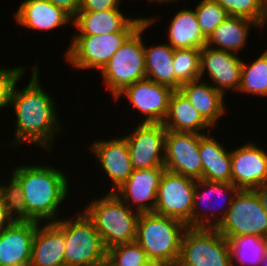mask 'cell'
I'll return each mask as SVG.
<instances>
[{
  "instance_id": "obj_1",
  "label": "cell",
  "mask_w": 267,
  "mask_h": 266,
  "mask_svg": "<svg viewBox=\"0 0 267 266\" xmlns=\"http://www.w3.org/2000/svg\"><path fill=\"white\" fill-rule=\"evenodd\" d=\"M38 76L39 69L35 65L25 88L17 90L18 81L14 85L10 101V107L14 108L17 119L13 145L33 143L50 151L61 125L55 111L54 99L41 87Z\"/></svg>"
},
{
  "instance_id": "obj_2",
  "label": "cell",
  "mask_w": 267,
  "mask_h": 266,
  "mask_svg": "<svg viewBox=\"0 0 267 266\" xmlns=\"http://www.w3.org/2000/svg\"><path fill=\"white\" fill-rule=\"evenodd\" d=\"M54 167L27 165L13 169L11 175L20 183L27 208V221L56 222L58 208L69 192L67 176Z\"/></svg>"
},
{
  "instance_id": "obj_3",
  "label": "cell",
  "mask_w": 267,
  "mask_h": 266,
  "mask_svg": "<svg viewBox=\"0 0 267 266\" xmlns=\"http://www.w3.org/2000/svg\"><path fill=\"white\" fill-rule=\"evenodd\" d=\"M188 226L175 218L154 212L140 213L137 220L136 242L150 261L176 266L183 234Z\"/></svg>"
},
{
  "instance_id": "obj_4",
  "label": "cell",
  "mask_w": 267,
  "mask_h": 266,
  "mask_svg": "<svg viewBox=\"0 0 267 266\" xmlns=\"http://www.w3.org/2000/svg\"><path fill=\"white\" fill-rule=\"evenodd\" d=\"M85 208L83 212L93 222L106 250L136 241L140 213L129 208L115 193L93 199Z\"/></svg>"
},
{
  "instance_id": "obj_5",
  "label": "cell",
  "mask_w": 267,
  "mask_h": 266,
  "mask_svg": "<svg viewBox=\"0 0 267 266\" xmlns=\"http://www.w3.org/2000/svg\"><path fill=\"white\" fill-rule=\"evenodd\" d=\"M145 21L146 17H134L121 31L105 35H73L65 53L66 61L78 70L100 71Z\"/></svg>"
},
{
  "instance_id": "obj_6",
  "label": "cell",
  "mask_w": 267,
  "mask_h": 266,
  "mask_svg": "<svg viewBox=\"0 0 267 266\" xmlns=\"http://www.w3.org/2000/svg\"><path fill=\"white\" fill-rule=\"evenodd\" d=\"M156 20L155 17L146 18L100 70L114 99L129 85L146 78L144 41L141 35Z\"/></svg>"
},
{
  "instance_id": "obj_7",
  "label": "cell",
  "mask_w": 267,
  "mask_h": 266,
  "mask_svg": "<svg viewBox=\"0 0 267 266\" xmlns=\"http://www.w3.org/2000/svg\"><path fill=\"white\" fill-rule=\"evenodd\" d=\"M75 219L55 223L65 235V266H101L106 264V249L93 222L80 211Z\"/></svg>"
},
{
  "instance_id": "obj_8",
  "label": "cell",
  "mask_w": 267,
  "mask_h": 266,
  "mask_svg": "<svg viewBox=\"0 0 267 266\" xmlns=\"http://www.w3.org/2000/svg\"><path fill=\"white\" fill-rule=\"evenodd\" d=\"M176 266H232L229 242L215 228L188 227Z\"/></svg>"
},
{
  "instance_id": "obj_9",
  "label": "cell",
  "mask_w": 267,
  "mask_h": 266,
  "mask_svg": "<svg viewBox=\"0 0 267 266\" xmlns=\"http://www.w3.org/2000/svg\"><path fill=\"white\" fill-rule=\"evenodd\" d=\"M226 239L232 236L267 235V212L254 190H238L223 220L215 228Z\"/></svg>"
},
{
  "instance_id": "obj_10",
  "label": "cell",
  "mask_w": 267,
  "mask_h": 266,
  "mask_svg": "<svg viewBox=\"0 0 267 266\" xmlns=\"http://www.w3.org/2000/svg\"><path fill=\"white\" fill-rule=\"evenodd\" d=\"M196 179L164 171L156 197L154 213L175 218L192 227V208Z\"/></svg>"
},
{
  "instance_id": "obj_11",
  "label": "cell",
  "mask_w": 267,
  "mask_h": 266,
  "mask_svg": "<svg viewBox=\"0 0 267 266\" xmlns=\"http://www.w3.org/2000/svg\"><path fill=\"white\" fill-rule=\"evenodd\" d=\"M163 123H139L124 136L133 170L164 167L165 135Z\"/></svg>"
},
{
  "instance_id": "obj_12",
  "label": "cell",
  "mask_w": 267,
  "mask_h": 266,
  "mask_svg": "<svg viewBox=\"0 0 267 266\" xmlns=\"http://www.w3.org/2000/svg\"><path fill=\"white\" fill-rule=\"evenodd\" d=\"M199 146L200 134L167 130L164 156L166 171L196 180L202 179Z\"/></svg>"
},
{
  "instance_id": "obj_13",
  "label": "cell",
  "mask_w": 267,
  "mask_h": 266,
  "mask_svg": "<svg viewBox=\"0 0 267 266\" xmlns=\"http://www.w3.org/2000/svg\"><path fill=\"white\" fill-rule=\"evenodd\" d=\"M173 92L172 88L145 78L126 87L114 100L125 95L130 104L144 114L142 123H163Z\"/></svg>"
},
{
  "instance_id": "obj_14",
  "label": "cell",
  "mask_w": 267,
  "mask_h": 266,
  "mask_svg": "<svg viewBox=\"0 0 267 266\" xmlns=\"http://www.w3.org/2000/svg\"><path fill=\"white\" fill-rule=\"evenodd\" d=\"M231 183L239 190H254L267 182V152L247 143L231 150Z\"/></svg>"
},
{
  "instance_id": "obj_15",
  "label": "cell",
  "mask_w": 267,
  "mask_h": 266,
  "mask_svg": "<svg viewBox=\"0 0 267 266\" xmlns=\"http://www.w3.org/2000/svg\"><path fill=\"white\" fill-rule=\"evenodd\" d=\"M165 170V167L133 170L114 193L129 208L135 206L133 209L139 213L154 212L160 179Z\"/></svg>"
},
{
  "instance_id": "obj_16",
  "label": "cell",
  "mask_w": 267,
  "mask_h": 266,
  "mask_svg": "<svg viewBox=\"0 0 267 266\" xmlns=\"http://www.w3.org/2000/svg\"><path fill=\"white\" fill-rule=\"evenodd\" d=\"M236 55L205 45L201 49L200 79L207 71L216 90L223 94L227 90L238 92L243 60Z\"/></svg>"
},
{
  "instance_id": "obj_17",
  "label": "cell",
  "mask_w": 267,
  "mask_h": 266,
  "mask_svg": "<svg viewBox=\"0 0 267 266\" xmlns=\"http://www.w3.org/2000/svg\"><path fill=\"white\" fill-rule=\"evenodd\" d=\"M201 187H202L203 192L199 191L200 190L199 188H201ZM238 190L239 189L236 186H234L232 183H228V182L206 181L203 179L196 180L194 202H193V208H192V227L216 228L218 226V224L223 220L226 213L228 212V209L230 208L232 199ZM213 194L214 195L217 194L218 201L220 200L221 197H222L221 201L224 199L222 201L223 206L225 203V207H223L225 209L222 211L223 215L221 214V211H220V215H217V216H215L216 213H214V212L208 213L209 210L205 211L206 214L200 213L199 208L201 207V205L204 206L202 202L205 203L206 201H207L206 203L208 204L207 207H210V205H211L215 208L216 211H218L216 207H219L217 204L219 202H216V204H217L216 207L213 205V204H215V202L214 203L212 202L214 199H211L214 197ZM217 199H215V200H217ZM199 201H201V202L199 203ZM222 203H220V204H222ZM207 204H205V205H207ZM220 208L223 209L222 205H220ZM210 210H211V208H210Z\"/></svg>"
},
{
  "instance_id": "obj_18",
  "label": "cell",
  "mask_w": 267,
  "mask_h": 266,
  "mask_svg": "<svg viewBox=\"0 0 267 266\" xmlns=\"http://www.w3.org/2000/svg\"><path fill=\"white\" fill-rule=\"evenodd\" d=\"M38 222L14 221L0 233V266H29Z\"/></svg>"
},
{
  "instance_id": "obj_19",
  "label": "cell",
  "mask_w": 267,
  "mask_h": 266,
  "mask_svg": "<svg viewBox=\"0 0 267 266\" xmlns=\"http://www.w3.org/2000/svg\"><path fill=\"white\" fill-rule=\"evenodd\" d=\"M90 149L111 179L113 185L110 193L118 190L133 171L130 153L125 138L96 140Z\"/></svg>"
},
{
  "instance_id": "obj_20",
  "label": "cell",
  "mask_w": 267,
  "mask_h": 266,
  "mask_svg": "<svg viewBox=\"0 0 267 266\" xmlns=\"http://www.w3.org/2000/svg\"><path fill=\"white\" fill-rule=\"evenodd\" d=\"M38 223L29 266H65V235L55 222Z\"/></svg>"
},
{
  "instance_id": "obj_21",
  "label": "cell",
  "mask_w": 267,
  "mask_h": 266,
  "mask_svg": "<svg viewBox=\"0 0 267 266\" xmlns=\"http://www.w3.org/2000/svg\"><path fill=\"white\" fill-rule=\"evenodd\" d=\"M15 13L18 25L37 31L54 30L73 21L69 14L48 0H25Z\"/></svg>"
},
{
  "instance_id": "obj_22",
  "label": "cell",
  "mask_w": 267,
  "mask_h": 266,
  "mask_svg": "<svg viewBox=\"0 0 267 266\" xmlns=\"http://www.w3.org/2000/svg\"><path fill=\"white\" fill-rule=\"evenodd\" d=\"M179 91L210 126L214 127L217 120L225 113V94L206 81L199 79L185 83L181 85Z\"/></svg>"
},
{
  "instance_id": "obj_23",
  "label": "cell",
  "mask_w": 267,
  "mask_h": 266,
  "mask_svg": "<svg viewBox=\"0 0 267 266\" xmlns=\"http://www.w3.org/2000/svg\"><path fill=\"white\" fill-rule=\"evenodd\" d=\"M199 154L202 160V179L231 183V151L214 137L200 134Z\"/></svg>"
},
{
  "instance_id": "obj_24",
  "label": "cell",
  "mask_w": 267,
  "mask_h": 266,
  "mask_svg": "<svg viewBox=\"0 0 267 266\" xmlns=\"http://www.w3.org/2000/svg\"><path fill=\"white\" fill-rule=\"evenodd\" d=\"M163 126L174 132L197 134H207L212 130L211 126L179 90H175L170 97L168 113L163 121ZM201 130L202 132L207 131V133H201Z\"/></svg>"
},
{
  "instance_id": "obj_25",
  "label": "cell",
  "mask_w": 267,
  "mask_h": 266,
  "mask_svg": "<svg viewBox=\"0 0 267 266\" xmlns=\"http://www.w3.org/2000/svg\"><path fill=\"white\" fill-rule=\"evenodd\" d=\"M261 29V26L248 18L229 16L207 39L206 45L225 52L237 54L245 47L250 27Z\"/></svg>"
},
{
  "instance_id": "obj_26",
  "label": "cell",
  "mask_w": 267,
  "mask_h": 266,
  "mask_svg": "<svg viewBox=\"0 0 267 266\" xmlns=\"http://www.w3.org/2000/svg\"><path fill=\"white\" fill-rule=\"evenodd\" d=\"M169 26L168 44L173 49H202L207 43L198 25L195 10L185 8L178 11Z\"/></svg>"
},
{
  "instance_id": "obj_27",
  "label": "cell",
  "mask_w": 267,
  "mask_h": 266,
  "mask_svg": "<svg viewBox=\"0 0 267 266\" xmlns=\"http://www.w3.org/2000/svg\"><path fill=\"white\" fill-rule=\"evenodd\" d=\"M132 18L125 17L120 9L103 12H78L73 25L78 29L75 35H105L121 31Z\"/></svg>"
},
{
  "instance_id": "obj_28",
  "label": "cell",
  "mask_w": 267,
  "mask_h": 266,
  "mask_svg": "<svg viewBox=\"0 0 267 266\" xmlns=\"http://www.w3.org/2000/svg\"><path fill=\"white\" fill-rule=\"evenodd\" d=\"M145 50L146 78L168 86L175 91V76L173 70L174 49L169 44H158Z\"/></svg>"
},
{
  "instance_id": "obj_29",
  "label": "cell",
  "mask_w": 267,
  "mask_h": 266,
  "mask_svg": "<svg viewBox=\"0 0 267 266\" xmlns=\"http://www.w3.org/2000/svg\"><path fill=\"white\" fill-rule=\"evenodd\" d=\"M232 266L236 262L241 266H260L265 255L263 238L256 235L232 236L227 238Z\"/></svg>"
},
{
  "instance_id": "obj_30",
  "label": "cell",
  "mask_w": 267,
  "mask_h": 266,
  "mask_svg": "<svg viewBox=\"0 0 267 266\" xmlns=\"http://www.w3.org/2000/svg\"><path fill=\"white\" fill-rule=\"evenodd\" d=\"M241 93L267 96V49L252 64L242 62Z\"/></svg>"
},
{
  "instance_id": "obj_31",
  "label": "cell",
  "mask_w": 267,
  "mask_h": 266,
  "mask_svg": "<svg viewBox=\"0 0 267 266\" xmlns=\"http://www.w3.org/2000/svg\"><path fill=\"white\" fill-rule=\"evenodd\" d=\"M201 49H174L173 70L175 90L200 79Z\"/></svg>"
},
{
  "instance_id": "obj_32",
  "label": "cell",
  "mask_w": 267,
  "mask_h": 266,
  "mask_svg": "<svg viewBox=\"0 0 267 266\" xmlns=\"http://www.w3.org/2000/svg\"><path fill=\"white\" fill-rule=\"evenodd\" d=\"M150 260L146 252L135 241L118 244L106 250V265L108 266H144Z\"/></svg>"
},
{
  "instance_id": "obj_33",
  "label": "cell",
  "mask_w": 267,
  "mask_h": 266,
  "mask_svg": "<svg viewBox=\"0 0 267 266\" xmlns=\"http://www.w3.org/2000/svg\"><path fill=\"white\" fill-rule=\"evenodd\" d=\"M231 16L245 17L264 28L267 22V0H214Z\"/></svg>"
},
{
  "instance_id": "obj_34",
  "label": "cell",
  "mask_w": 267,
  "mask_h": 266,
  "mask_svg": "<svg viewBox=\"0 0 267 266\" xmlns=\"http://www.w3.org/2000/svg\"><path fill=\"white\" fill-rule=\"evenodd\" d=\"M195 14L203 36L208 39L214 30L230 15L214 0H201L196 5Z\"/></svg>"
},
{
  "instance_id": "obj_35",
  "label": "cell",
  "mask_w": 267,
  "mask_h": 266,
  "mask_svg": "<svg viewBox=\"0 0 267 266\" xmlns=\"http://www.w3.org/2000/svg\"><path fill=\"white\" fill-rule=\"evenodd\" d=\"M0 196L14 221H27V208L20 183L11 176L9 184L0 185Z\"/></svg>"
},
{
  "instance_id": "obj_36",
  "label": "cell",
  "mask_w": 267,
  "mask_h": 266,
  "mask_svg": "<svg viewBox=\"0 0 267 266\" xmlns=\"http://www.w3.org/2000/svg\"><path fill=\"white\" fill-rule=\"evenodd\" d=\"M26 72L25 66L14 68H0V109L10 106L14 85Z\"/></svg>"
},
{
  "instance_id": "obj_37",
  "label": "cell",
  "mask_w": 267,
  "mask_h": 266,
  "mask_svg": "<svg viewBox=\"0 0 267 266\" xmlns=\"http://www.w3.org/2000/svg\"><path fill=\"white\" fill-rule=\"evenodd\" d=\"M122 0H81L79 12H103L120 9Z\"/></svg>"
},
{
  "instance_id": "obj_38",
  "label": "cell",
  "mask_w": 267,
  "mask_h": 266,
  "mask_svg": "<svg viewBox=\"0 0 267 266\" xmlns=\"http://www.w3.org/2000/svg\"><path fill=\"white\" fill-rule=\"evenodd\" d=\"M74 18L80 11L81 0H48Z\"/></svg>"
},
{
  "instance_id": "obj_39",
  "label": "cell",
  "mask_w": 267,
  "mask_h": 266,
  "mask_svg": "<svg viewBox=\"0 0 267 266\" xmlns=\"http://www.w3.org/2000/svg\"><path fill=\"white\" fill-rule=\"evenodd\" d=\"M14 222V219L8 214V211L3 204L2 198L0 196V233L5 230Z\"/></svg>"
},
{
  "instance_id": "obj_40",
  "label": "cell",
  "mask_w": 267,
  "mask_h": 266,
  "mask_svg": "<svg viewBox=\"0 0 267 266\" xmlns=\"http://www.w3.org/2000/svg\"><path fill=\"white\" fill-rule=\"evenodd\" d=\"M254 191L260 199L261 205L265 208L267 212V182L254 189Z\"/></svg>"
},
{
  "instance_id": "obj_41",
  "label": "cell",
  "mask_w": 267,
  "mask_h": 266,
  "mask_svg": "<svg viewBox=\"0 0 267 266\" xmlns=\"http://www.w3.org/2000/svg\"><path fill=\"white\" fill-rule=\"evenodd\" d=\"M264 240V246H265V255L263 257L262 262L260 263V266H267V235L263 237Z\"/></svg>"
},
{
  "instance_id": "obj_42",
  "label": "cell",
  "mask_w": 267,
  "mask_h": 266,
  "mask_svg": "<svg viewBox=\"0 0 267 266\" xmlns=\"http://www.w3.org/2000/svg\"><path fill=\"white\" fill-rule=\"evenodd\" d=\"M144 266H167V265L163 264V263H160V262H156V261H150Z\"/></svg>"
},
{
  "instance_id": "obj_43",
  "label": "cell",
  "mask_w": 267,
  "mask_h": 266,
  "mask_svg": "<svg viewBox=\"0 0 267 266\" xmlns=\"http://www.w3.org/2000/svg\"><path fill=\"white\" fill-rule=\"evenodd\" d=\"M148 1H150V2H151V1H152V2L155 1V3H156V2H157V3L159 2L158 4H160V3H163V2H164V3H165V2H166V3H168V2L170 3V2H174V1H176V0H148Z\"/></svg>"
}]
</instances>
